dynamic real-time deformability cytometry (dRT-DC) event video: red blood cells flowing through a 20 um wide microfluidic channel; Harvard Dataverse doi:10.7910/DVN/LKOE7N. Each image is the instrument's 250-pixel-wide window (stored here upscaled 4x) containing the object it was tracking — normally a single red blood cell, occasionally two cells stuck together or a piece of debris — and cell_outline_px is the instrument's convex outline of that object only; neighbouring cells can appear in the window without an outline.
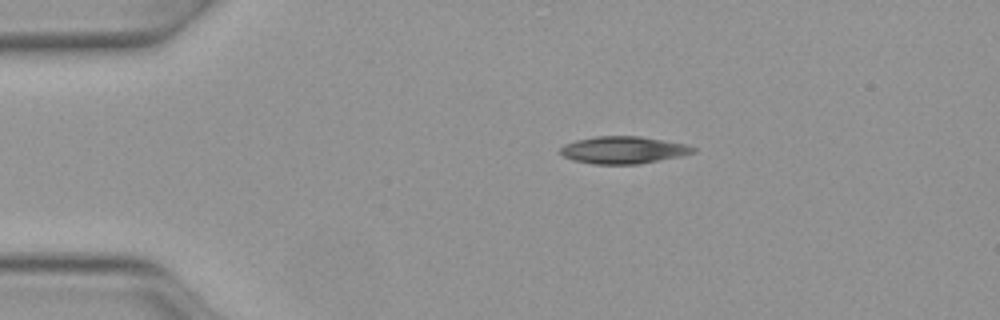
{"species": "Egyptian fruit bat (a non-hibernating species)", "species_latin": "Rousettus aegyptiacus", "temperature_condition": "warm", "stored_images_in_passage": 41, "camera_frame_rate_fps": 3000, "um_per_image_px": 0.085, "animal": {"sex": "female"}, "frame": {"image": 1, "passage_image": 1, "time_ms": 0.0, "image_size_px": [1000, 320], "cell_outline_px": [[696, 152], [680, 156], [640, 164], [592, 164], [572, 160], [564, 156], [560, 152], [560, 148], [564, 144], [576, 140], [596, 136], [640, 136], [688, 144], [696, 148]], "centroid_in_image_um": [53.0, 12.75], "position_along_channel_um": 32.0, "area_um2": 21.21}}
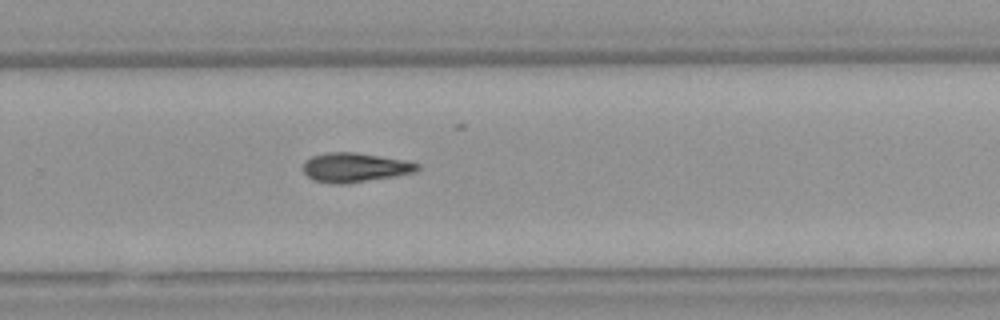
{"frame": {"image": 2, "passage_image": 24, "time_ms": 7.667, "image_size_px": [1000, 320], "cell_outline_px": [[420, 168], [416, 172], [396, 176], [344, 184], [332, 184], [316, 180], [308, 176], [304, 172], [304, 160], [312, 156], [328, 152], [356, 152], [404, 160], [420, 164]], "centroid_in_image_um": [30.18, 14.23], "position_along_channel_um": 299.6, "area_um2": 19.48}}
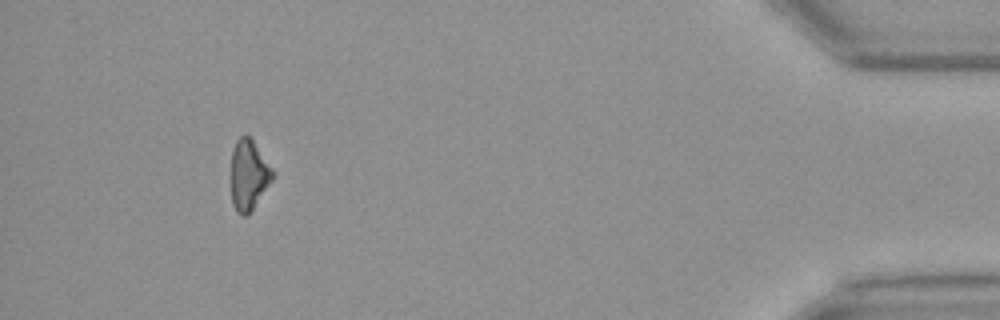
{"frame": {"image": 3, "passage_image": 37, "time_ms": 12.0, "image_size_px": [1000, 320], "cell_outline_px": [[276, 176], [252, 212], [248, 216], [240, 216], [236, 212], [232, 204], [232, 148], [236, 140], [244, 132], [252, 140], [276, 172]], "centroid_in_image_um": [21.17, 14.91], "position_along_channel_um": 414.0, "area_um2": 17.57}, "authors_computed_cell_mechanics": {"area_um2": 19.3052, "velocity_mm_per_s": 4.1342, "shape_relaxation_time_tau1_ms": 8.1793, "shape_relaxation_time_tau2_ms": null, "deformation_change_tau1": 0.1988, "deformation_change_tau2": null}}